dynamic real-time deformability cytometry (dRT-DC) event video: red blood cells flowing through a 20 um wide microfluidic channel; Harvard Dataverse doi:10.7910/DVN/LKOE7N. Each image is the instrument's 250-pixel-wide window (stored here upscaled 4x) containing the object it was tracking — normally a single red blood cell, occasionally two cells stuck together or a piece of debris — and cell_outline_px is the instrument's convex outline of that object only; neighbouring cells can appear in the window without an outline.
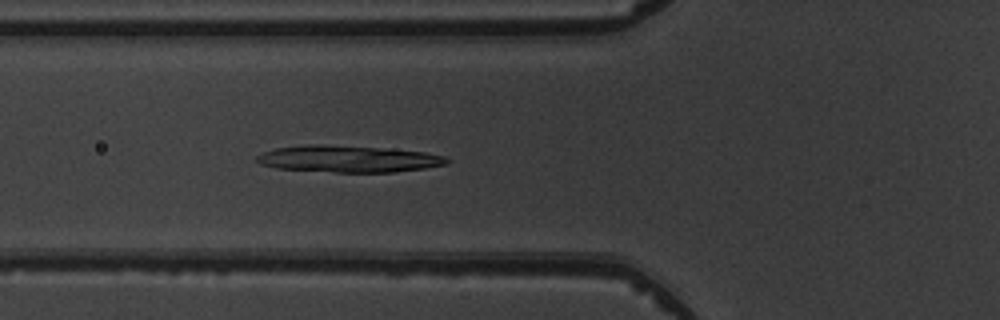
{"species": "common noctule bat (a hibernating species)", "species_latin": "Nyctalus noctula", "temperature_condition": "warm", "stored_images_in_passage": 5, "camera_frame_rate_fps": 3000, "um_per_image_px": 0.085, "animal": {"sex": "male", "body_mass_g": 19.5, "forearm_length_mm": 54.6}, "frame": {"image": 1, "passage_image": 5, "time_ms": 4.333, "image_size_px": [1000, 320], "cell_outline_px": [[452, 160], [448, 164], [424, 168], [396, 172], [336, 172], [276, 168], [260, 164], [256, 160], [256, 156], [264, 152], [276, 148], [320, 144], [380, 148], [424, 152], [444, 156]], "centroid_in_image_um": [29.64, 13.51], "position_along_channel_um": 96.2, "area_um2": 29.3}}